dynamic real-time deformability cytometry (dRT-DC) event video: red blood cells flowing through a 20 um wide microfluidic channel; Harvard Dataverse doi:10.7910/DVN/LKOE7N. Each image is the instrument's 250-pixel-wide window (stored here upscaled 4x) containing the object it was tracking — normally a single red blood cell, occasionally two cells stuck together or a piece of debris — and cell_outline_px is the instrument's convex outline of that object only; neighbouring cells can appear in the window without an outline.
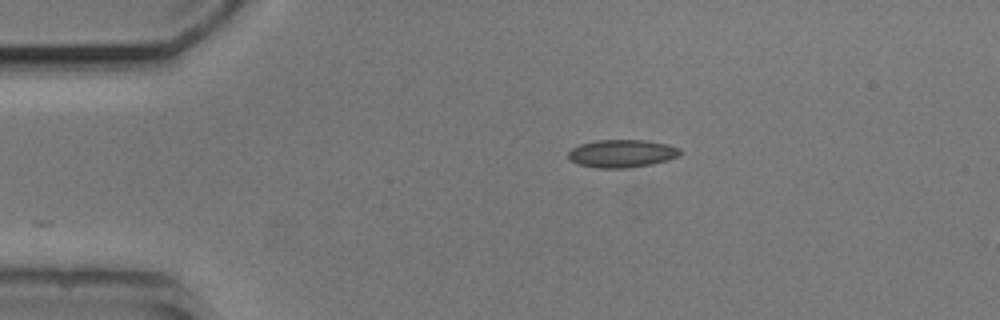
{"species": "common noctule bat (a hibernating species)", "species_latin": "Nyctalus noctula", "temperature_condition": "cold", "stored_images_in_passage": 2, "camera_frame_rate_fps": 3000, "um_per_image_px": 0.085, "animal": {"sex": "male", "body_mass_g": 20.5, "forearm_length_mm": 52.5}, "frame": {"image": 1, "passage_image": 1, "time_ms": 0.0, "image_size_px": [1000, 320], "cell_outline_px": [[680, 152], [676, 156], [668, 160], [652, 164], [628, 168], [596, 168], [580, 164], [572, 160], [568, 156], [568, 152], [572, 148], [580, 144], [596, 140], [648, 140], [668, 144], [680, 148]], "centroid_in_image_um": [52.87, 13.04], "position_along_channel_um": 32.1, "area_um2": 18.09}}